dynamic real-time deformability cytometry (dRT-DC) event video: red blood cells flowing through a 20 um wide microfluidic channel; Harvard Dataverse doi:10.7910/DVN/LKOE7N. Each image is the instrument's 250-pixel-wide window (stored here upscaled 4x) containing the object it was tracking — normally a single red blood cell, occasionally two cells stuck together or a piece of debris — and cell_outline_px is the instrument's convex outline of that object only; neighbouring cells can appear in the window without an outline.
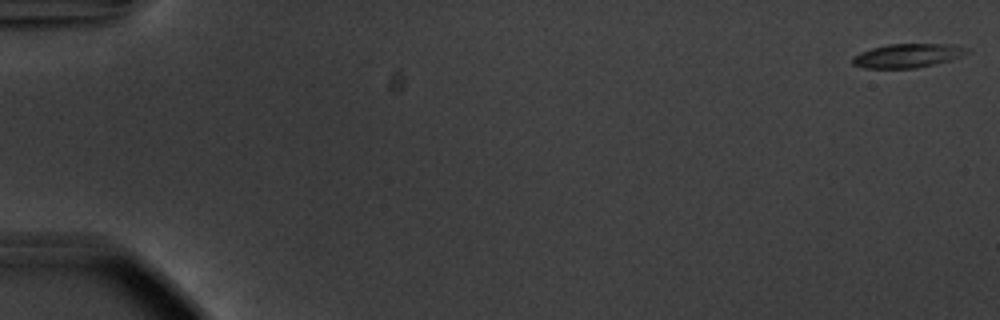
{"species": "common noctule bat (a hibernating species)", "species_latin": "Nyctalus noctula", "temperature_condition": "warm", "stored_images_in_passage": 55, "camera_frame_rate_fps": 3000, "um_per_image_px": 0.085, "animal": {"sex": "male", "body_mass_g": 20.1, "forearm_length_mm": 53.5}, "frame": {"image": 1, "passage_image": 1, "time_ms": 0.0, "image_size_px": [1000, 320], "cell_outline_px": [[968, 52], [960, 56], [948, 60], [916, 68], [864, 68], [852, 64], [852, 56], [860, 52], [872, 48], [888, 44], [952, 44], [968, 48]], "centroid_in_image_um": [77.09, 4.72], "position_along_channel_um": 7.9, "area_um2": 15.78}}
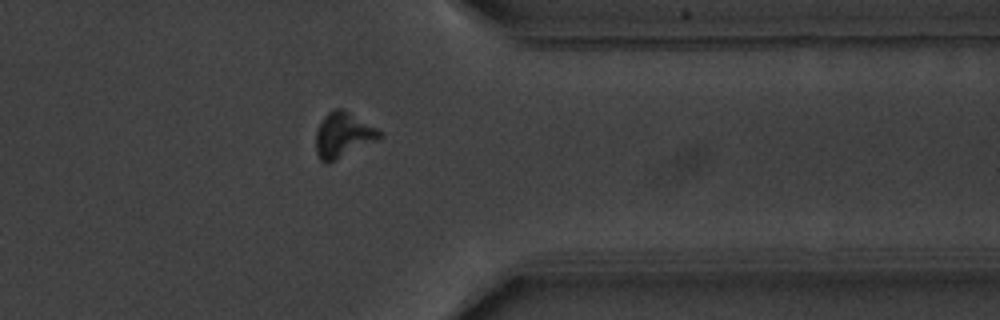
{"frame": {"image": 2, "passage_image": 45, "time_ms": 14.667, "image_size_px": [1000, 320], "cell_outline_px": [[384, 136], [380, 140], [328, 164], [324, 164], [320, 160], [316, 152], [316, 132], [324, 116], [328, 112], [336, 108], [344, 108], [384, 132]], "centroid_in_image_um": [29.21, 11.49], "position_along_channel_um": 382.2, "area_um2": 17.28}}
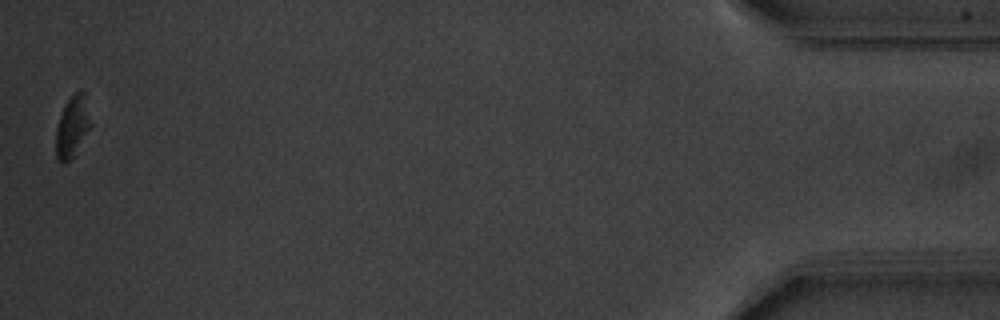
{"frame": {"image": 3, "passage_image": 55, "time_ms": 18.0, "image_size_px": [1000, 320], "cell_outline_px": [[92, 128], [72, 156], [64, 164], [60, 164], [56, 156], [56, 128], [64, 104], [76, 92], [84, 92], [92, 124]], "centroid_in_image_um": [6.15, 10.78], "position_along_channel_um": 429.0, "area_um2": 12.37}, "authors_computed_cell_mechanics": {"area_um2": 15.9528, "velocity_mm_per_s": 3.7212, "shape_relaxation_time_tau1_ms": 2.6477, "shape_relaxation_time_tau2_ms": null, "deformation_change_tau1": 0.1483, "deformation_change_tau2": null}}